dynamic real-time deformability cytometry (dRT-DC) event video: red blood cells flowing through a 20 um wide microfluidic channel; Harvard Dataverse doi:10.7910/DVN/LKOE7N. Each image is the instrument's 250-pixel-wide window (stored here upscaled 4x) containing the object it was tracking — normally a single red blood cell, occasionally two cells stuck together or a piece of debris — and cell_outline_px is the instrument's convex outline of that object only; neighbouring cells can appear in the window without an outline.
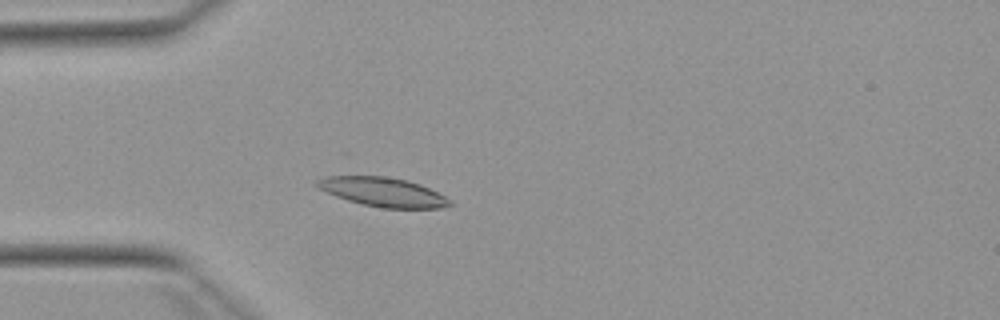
{"species": "Egyptian fruit bat (a non-hibernating species)", "species_latin": "Rousettus aegyptiacus", "temperature_condition": "warm", "stored_images_in_passage": 41, "camera_frame_rate_fps": 3000, "um_per_image_px": 0.085, "animal": {"sex": "female"}, "frame": {"image": 1, "passage_image": 13, "time_ms": 4.0, "image_size_px": [1000, 320], "cell_outline_px": [[452, 204], [440, 208], [380, 208], [348, 200], [336, 196], [316, 188], [312, 184], [316, 180], [324, 176], [384, 176], [408, 180], [420, 184], [452, 200]], "centroid_in_image_um": [32.49, 16.31], "position_along_channel_um": 52.5, "area_um2": 22.6}}
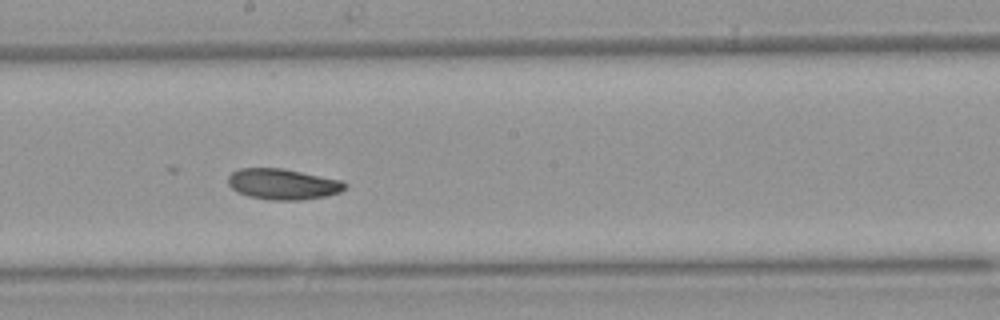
{"frame": {"image": 2, "passage_image": 27, "time_ms": 8.667, "image_size_px": [1000, 320], "cell_outline_px": [[348, 188], [340, 192], [328, 196], [300, 200], [272, 200], [248, 196], [236, 192], [228, 184], [228, 176], [232, 172], [240, 168], [284, 168], [340, 180], [348, 184]], "centroid_in_image_um": [24.06, 15.65], "position_along_channel_um": 224.1, "area_um2": 21.15}}
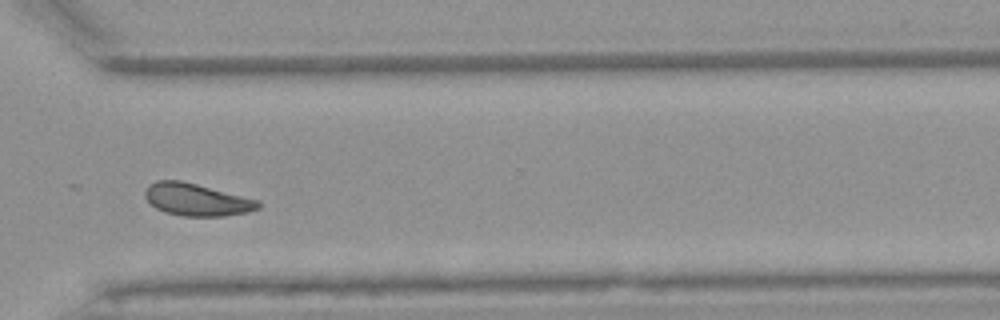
{"frame": {"image": 3, "passage_image": 37, "time_ms": 12.0, "image_size_px": [1000, 320], "cell_outline_px": [[260, 208], [248, 212], [224, 216], [184, 216], [164, 212], [156, 208], [144, 196], [144, 192], [148, 184], [156, 180], [180, 180], [260, 200]], "centroid_in_image_um": [16.71, 16.97], "position_along_channel_um": 353.9, "area_um2": 21.33}, "authors_computed_cell_mechanics": {"area_um2": 21.7906, "velocity_mm_per_s": 3.8836, "shape_relaxation_time_tau1_ms": 6.2744, "shape_relaxation_time_tau2_ms": null, "deformation_change_tau1": 0.1329, "deformation_change_tau2": null}}